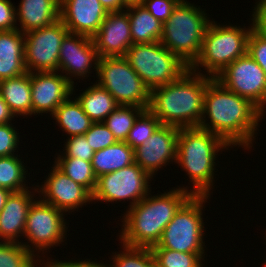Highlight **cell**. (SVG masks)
I'll return each mask as SVG.
<instances>
[{"label":"cell","mask_w":266,"mask_h":267,"mask_svg":"<svg viewBox=\"0 0 266 267\" xmlns=\"http://www.w3.org/2000/svg\"><path fill=\"white\" fill-rule=\"evenodd\" d=\"M36 258L21 242H0V267H34Z\"/></svg>","instance_id":"33"},{"label":"cell","mask_w":266,"mask_h":267,"mask_svg":"<svg viewBox=\"0 0 266 267\" xmlns=\"http://www.w3.org/2000/svg\"><path fill=\"white\" fill-rule=\"evenodd\" d=\"M181 0L163 23L160 43L189 67L198 58L209 20L205 10ZM207 15V16H206Z\"/></svg>","instance_id":"6"},{"label":"cell","mask_w":266,"mask_h":267,"mask_svg":"<svg viewBox=\"0 0 266 267\" xmlns=\"http://www.w3.org/2000/svg\"><path fill=\"white\" fill-rule=\"evenodd\" d=\"M92 40L99 58L125 56L132 46L128 12H108Z\"/></svg>","instance_id":"19"},{"label":"cell","mask_w":266,"mask_h":267,"mask_svg":"<svg viewBox=\"0 0 266 267\" xmlns=\"http://www.w3.org/2000/svg\"><path fill=\"white\" fill-rule=\"evenodd\" d=\"M65 215L67 214L40 198L35 199L29 207L24 230V238L31 244L22 242L23 246L39 257V252L42 251L44 255L45 250L62 244L68 231Z\"/></svg>","instance_id":"10"},{"label":"cell","mask_w":266,"mask_h":267,"mask_svg":"<svg viewBox=\"0 0 266 267\" xmlns=\"http://www.w3.org/2000/svg\"><path fill=\"white\" fill-rule=\"evenodd\" d=\"M54 164L75 182L94 192L97 177L92 168V162L71 157H57Z\"/></svg>","instance_id":"29"},{"label":"cell","mask_w":266,"mask_h":267,"mask_svg":"<svg viewBox=\"0 0 266 267\" xmlns=\"http://www.w3.org/2000/svg\"><path fill=\"white\" fill-rule=\"evenodd\" d=\"M247 53L266 75V34L257 26L252 29L249 35Z\"/></svg>","instance_id":"36"},{"label":"cell","mask_w":266,"mask_h":267,"mask_svg":"<svg viewBox=\"0 0 266 267\" xmlns=\"http://www.w3.org/2000/svg\"><path fill=\"white\" fill-rule=\"evenodd\" d=\"M254 5V17L256 26L262 31H266V0H258Z\"/></svg>","instance_id":"41"},{"label":"cell","mask_w":266,"mask_h":267,"mask_svg":"<svg viewBox=\"0 0 266 267\" xmlns=\"http://www.w3.org/2000/svg\"><path fill=\"white\" fill-rule=\"evenodd\" d=\"M207 116V118H206ZM265 115L248 99L226 89L213 78L204 93L203 117L199 127L222 138L231 148H252ZM210 122H207V119Z\"/></svg>","instance_id":"1"},{"label":"cell","mask_w":266,"mask_h":267,"mask_svg":"<svg viewBox=\"0 0 266 267\" xmlns=\"http://www.w3.org/2000/svg\"><path fill=\"white\" fill-rule=\"evenodd\" d=\"M161 125V122L149 110H144L135 120L125 142L135 149L147 141Z\"/></svg>","instance_id":"34"},{"label":"cell","mask_w":266,"mask_h":267,"mask_svg":"<svg viewBox=\"0 0 266 267\" xmlns=\"http://www.w3.org/2000/svg\"><path fill=\"white\" fill-rule=\"evenodd\" d=\"M180 128L160 125L154 134L134 149L135 163L152 178L168 163L177 160V140ZM174 160V161H173Z\"/></svg>","instance_id":"16"},{"label":"cell","mask_w":266,"mask_h":267,"mask_svg":"<svg viewBox=\"0 0 266 267\" xmlns=\"http://www.w3.org/2000/svg\"><path fill=\"white\" fill-rule=\"evenodd\" d=\"M107 14L100 0H60V19L70 33L92 38Z\"/></svg>","instance_id":"18"},{"label":"cell","mask_w":266,"mask_h":267,"mask_svg":"<svg viewBox=\"0 0 266 267\" xmlns=\"http://www.w3.org/2000/svg\"><path fill=\"white\" fill-rule=\"evenodd\" d=\"M26 72L24 34L18 29L0 31V81Z\"/></svg>","instance_id":"22"},{"label":"cell","mask_w":266,"mask_h":267,"mask_svg":"<svg viewBox=\"0 0 266 267\" xmlns=\"http://www.w3.org/2000/svg\"><path fill=\"white\" fill-rule=\"evenodd\" d=\"M26 189L19 192H12L3 209L0 211V241L20 243L19 237L24 236L26 218L29 207L35 200L34 194L38 193L37 188ZM33 193V194H32Z\"/></svg>","instance_id":"20"},{"label":"cell","mask_w":266,"mask_h":267,"mask_svg":"<svg viewBox=\"0 0 266 267\" xmlns=\"http://www.w3.org/2000/svg\"><path fill=\"white\" fill-rule=\"evenodd\" d=\"M152 177L138 164L133 163L117 171L103 174L97 178L93 201H130L129 208L143 200L150 192ZM150 190V191H149Z\"/></svg>","instance_id":"11"},{"label":"cell","mask_w":266,"mask_h":267,"mask_svg":"<svg viewBox=\"0 0 266 267\" xmlns=\"http://www.w3.org/2000/svg\"><path fill=\"white\" fill-rule=\"evenodd\" d=\"M124 57L150 91L175 81L189 69L160 41L133 44Z\"/></svg>","instance_id":"7"},{"label":"cell","mask_w":266,"mask_h":267,"mask_svg":"<svg viewBox=\"0 0 266 267\" xmlns=\"http://www.w3.org/2000/svg\"><path fill=\"white\" fill-rule=\"evenodd\" d=\"M64 148L65 152L61 155L58 153L57 157H71L92 162L95 153L84 135L67 137Z\"/></svg>","instance_id":"35"},{"label":"cell","mask_w":266,"mask_h":267,"mask_svg":"<svg viewBox=\"0 0 266 267\" xmlns=\"http://www.w3.org/2000/svg\"><path fill=\"white\" fill-rule=\"evenodd\" d=\"M61 19L24 34V63L27 72H56L63 38L68 33Z\"/></svg>","instance_id":"12"},{"label":"cell","mask_w":266,"mask_h":267,"mask_svg":"<svg viewBox=\"0 0 266 267\" xmlns=\"http://www.w3.org/2000/svg\"><path fill=\"white\" fill-rule=\"evenodd\" d=\"M172 188L157 195L149 193L122 216L120 242L131 247L151 248L179 208L192 196L189 187Z\"/></svg>","instance_id":"2"},{"label":"cell","mask_w":266,"mask_h":267,"mask_svg":"<svg viewBox=\"0 0 266 267\" xmlns=\"http://www.w3.org/2000/svg\"><path fill=\"white\" fill-rule=\"evenodd\" d=\"M137 106L119 105L103 124L113 133L117 141H125L137 117L144 111Z\"/></svg>","instance_id":"30"},{"label":"cell","mask_w":266,"mask_h":267,"mask_svg":"<svg viewBox=\"0 0 266 267\" xmlns=\"http://www.w3.org/2000/svg\"><path fill=\"white\" fill-rule=\"evenodd\" d=\"M229 147L222 138L208 130L200 127L180 128L176 163L188 174L193 184L189 192L193 196L212 194L216 156L221 149L228 150Z\"/></svg>","instance_id":"4"},{"label":"cell","mask_w":266,"mask_h":267,"mask_svg":"<svg viewBox=\"0 0 266 267\" xmlns=\"http://www.w3.org/2000/svg\"><path fill=\"white\" fill-rule=\"evenodd\" d=\"M32 114L49 113L56 109L74 93L73 84L60 72H30Z\"/></svg>","instance_id":"17"},{"label":"cell","mask_w":266,"mask_h":267,"mask_svg":"<svg viewBox=\"0 0 266 267\" xmlns=\"http://www.w3.org/2000/svg\"><path fill=\"white\" fill-rule=\"evenodd\" d=\"M97 77L96 83L107 90L118 105L149 108L151 91L124 56L99 58Z\"/></svg>","instance_id":"9"},{"label":"cell","mask_w":266,"mask_h":267,"mask_svg":"<svg viewBox=\"0 0 266 267\" xmlns=\"http://www.w3.org/2000/svg\"><path fill=\"white\" fill-rule=\"evenodd\" d=\"M16 24V7L11 0H0V31L17 29Z\"/></svg>","instance_id":"40"},{"label":"cell","mask_w":266,"mask_h":267,"mask_svg":"<svg viewBox=\"0 0 266 267\" xmlns=\"http://www.w3.org/2000/svg\"><path fill=\"white\" fill-rule=\"evenodd\" d=\"M11 123L0 124V157L16 155L19 145V133L15 130Z\"/></svg>","instance_id":"38"},{"label":"cell","mask_w":266,"mask_h":267,"mask_svg":"<svg viewBox=\"0 0 266 267\" xmlns=\"http://www.w3.org/2000/svg\"><path fill=\"white\" fill-rule=\"evenodd\" d=\"M215 79L229 91L248 99L263 114L266 112V75L248 53L228 65Z\"/></svg>","instance_id":"13"},{"label":"cell","mask_w":266,"mask_h":267,"mask_svg":"<svg viewBox=\"0 0 266 267\" xmlns=\"http://www.w3.org/2000/svg\"><path fill=\"white\" fill-rule=\"evenodd\" d=\"M16 19L23 34L48 26L60 19V0H21Z\"/></svg>","instance_id":"21"},{"label":"cell","mask_w":266,"mask_h":267,"mask_svg":"<svg viewBox=\"0 0 266 267\" xmlns=\"http://www.w3.org/2000/svg\"><path fill=\"white\" fill-rule=\"evenodd\" d=\"M11 193H12L11 191L0 187V211L3 209L8 197Z\"/></svg>","instance_id":"45"},{"label":"cell","mask_w":266,"mask_h":267,"mask_svg":"<svg viewBox=\"0 0 266 267\" xmlns=\"http://www.w3.org/2000/svg\"><path fill=\"white\" fill-rule=\"evenodd\" d=\"M52 118L68 137L84 135L94 123L83 111L81 104L68 98L54 112Z\"/></svg>","instance_id":"27"},{"label":"cell","mask_w":266,"mask_h":267,"mask_svg":"<svg viewBox=\"0 0 266 267\" xmlns=\"http://www.w3.org/2000/svg\"><path fill=\"white\" fill-rule=\"evenodd\" d=\"M121 244L124 251L117 252L118 254L114 252L115 254L113 253L110 258L113 263L107 265L108 267H155L154 256L150 248Z\"/></svg>","instance_id":"32"},{"label":"cell","mask_w":266,"mask_h":267,"mask_svg":"<svg viewBox=\"0 0 266 267\" xmlns=\"http://www.w3.org/2000/svg\"><path fill=\"white\" fill-rule=\"evenodd\" d=\"M50 171L42 182L44 184L36 185L39 189L37 192L43 196H38L41 200L64 213L73 212L93 201L92 193L86 187L66 176L55 164Z\"/></svg>","instance_id":"14"},{"label":"cell","mask_w":266,"mask_h":267,"mask_svg":"<svg viewBox=\"0 0 266 267\" xmlns=\"http://www.w3.org/2000/svg\"><path fill=\"white\" fill-rule=\"evenodd\" d=\"M17 155L0 157V187L11 192L26 190V175L28 170Z\"/></svg>","instance_id":"28"},{"label":"cell","mask_w":266,"mask_h":267,"mask_svg":"<svg viewBox=\"0 0 266 267\" xmlns=\"http://www.w3.org/2000/svg\"><path fill=\"white\" fill-rule=\"evenodd\" d=\"M135 163L134 149L125 141H117L94 153L92 168L95 176L111 173Z\"/></svg>","instance_id":"25"},{"label":"cell","mask_w":266,"mask_h":267,"mask_svg":"<svg viewBox=\"0 0 266 267\" xmlns=\"http://www.w3.org/2000/svg\"><path fill=\"white\" fill-rule=\"evenodd\" d=\"M16 116L10 110L8 104L3 100L0 94V124L11 123Z\"/></svg>","instance_id":"43"},{"label":"cell","mask_w":266,"mask_h":267,"mask_svg":"<svg viewBox=\"0 0 266 267\" xmlns=\"http://www.w3.org/2000/svg\"><path fill=\"white\" fill-rule=\"evenodd\" d=\"M84 136L95 152L107 148L117 142L113 133L103 124V122L93 123Z\"/></svg>","instance_id":"37"},{"label":"cell","mask_w":266,"mask_h":267,"mask_svg":"<svg viewBox=\"0 0 266 267\" xmlns=\"http://www.w3.org/2000/svg\"><path fill=\"white\" fill-rule=\"evenodd\" d=\"M100 3L107 12H121L127 8L122 0H100Z\"/></svg>","instance_id":"44"},{"label":"cell","mask_w":266,"mask_h":267,"mask_svg":"<svg viewBox=\"0 0 266 267\" xmlns=\"http://www.w3.org/2000/svg\"><path fill=\"white\" fill-rule=\"evenodd\" d=\"M38 258H40V256L36 258L37 260L35 261L34 267H84V261H76V260L75 261H73V260L72 261L71 260L70 261H64V260L63 261H61V260L58 261L56 259H55V261H54V259L49 261V259H47L48 261L45 263L44 260H42V259L40 260ZM37 261H39V263Z\"/></svg>","instance_id":"42"},{"label":"cell","mask_w":266,"mask_h":267,"mask_svg":"<svg viewBox=\"0 0 266 267\" xmlns=\"http://www.w3.org/2000/svg\"><path fill=\"white\" fill-rule=\"evenodd\" d=\"M89 260V261H88ZM98 261H92L90 259L84 260V267H108L107 264L97 263Z\"/></svg>","instance_id":"46"},{"label":"cell","mask_w":266,"mask_h":267,"mask_svg":"<svg viewBox=\"0 0 266 267\" xmlns=\"http://www.w3.org/2000/svg\"><path fill=\"white\" fill-rule=\"evenodd\" d=\"M210 196H191L163 230L160 241L151 248L185 253H205L202 210Z\"/></svg>","instance_id":"8"},{"label":"cell","mask_w":266,"mask_h":267,"mask_svg":"<svg viewBox=\"0 0 266 267\" xmlns=\"http://www.w3.org/2000/svg\"><path fill=\"white\" fill-rule=\"evenodd\" d=\"M76 99L94 123L103 122L119 106L114 97L96 82Z\"/></svg>","instance_id":"26"},{"label":"cell","mask_w":266,"mask_h":267,"mask_svg":"<svg viewBox=\"0 0 266 267\" xmlns=\"http://www.w3.org/2000/svg\"><path fill=\"white\" fill-rule=\"evenodd\" d=\"M98 60L92 38L68 32L61 42L58 71H61L74 86L72 77L86 79L93 66L97 75Z\"/></svg>","instance_id":"15"},{"label":"cell","mask_w":266,"mask_h":267,"mask_svg":"<svg viewBox=\"0 0 266 267\" xmlns=\"http://www.w3.org/2000/svg\"><path fill=\"white\" fill-rule=\"evenodd\" d=\"M126 6L142 4L144 0H122Z\"/></svg>","instance_id":"47"},{"label":"cell","mask_w":266,"mask_h":267,"mask_svg":"<svg viewBox=\"0 0 266 267\" xmlns=\"http://www.w3.org/2000/svg\"><path fill=\"white\" fill-rule=\"evenodd\" d=\"M155 267H203L204 253H185L165 248H150ZM204 254V255H203Z\"/></svg>","instance_id":"31"},{"label":"cell","mask_w":266,"mask_h":267,"mask_svg":"<svg viewBox=\"0 0 266 267\" xmlns=\"http://www.w3.org/2000/svg\"><path fill=\"white\" fill-rule=\"evenodd\" d=\"M212 79L189 68L175 81L152 89L148 109L162 125L199 127L203 117L204 93Z\"/></svg>","instance_id":"3"},{"label":"cell","mask_w":266,"mask_h":267,"mask_svg":"<svg viewBox=\"0 0 266 267\" xmlns=\"http://www.w3.org/2000/svg\"><path fill=\"white\" fill-rule=\"evenodd\" d=\"M0 94L16 117L32 115L30 72L1 80Z\"/></svg>","instance_id":"23"},{"label":"cell","mask_w":266,"mask_h":267,"mask_svg":"<svg viewBox=\"0 0 266 267\" xmlns=\"http://www.w3.org/2000/svg\"><path fill=\"white\" fill-rule=\"evenodd\" d=\"M251 20V27L248 29L232 24L217 25V22L211 20L204 34L200 54L189 68L204 74L199 71L202 67L207 70V76L215 78L236 59L246 55L249 35L256 26L253 13Z\"/></svg>","instance_id":"5"},{"label":"cell","mask_w":266,"mask_h":267,"mask_svg":"<svg viewBox=\"0 0 266 267\" xmlns=\"http://www.w3.org/2000/svg\"><path fill=\"white\" fill-rule=\"evenodd\" d=\"M125 10L129 16L132 45L161 40L163 23L156 19L142 4L127 6Z\"/></svg>","instance_id":"24"},{"label":"cell","mask_w":266,"mask_h":267,"mask_svg":"<svg viewBox=\"0 0 266 267\" xmlns=\"http://www.w3.org/2000/svg\"><path fill=\"white\" fill-rule=\"evenodd\" d=\"M181 0H144L142 5L161 23L172 14L173 9Z\"/></svg>","instance_id":"39"}]
</instances>
